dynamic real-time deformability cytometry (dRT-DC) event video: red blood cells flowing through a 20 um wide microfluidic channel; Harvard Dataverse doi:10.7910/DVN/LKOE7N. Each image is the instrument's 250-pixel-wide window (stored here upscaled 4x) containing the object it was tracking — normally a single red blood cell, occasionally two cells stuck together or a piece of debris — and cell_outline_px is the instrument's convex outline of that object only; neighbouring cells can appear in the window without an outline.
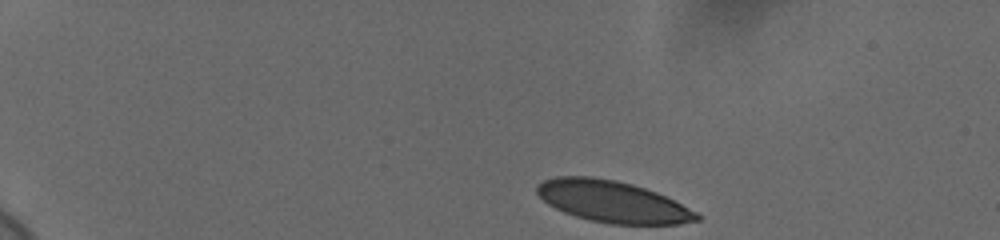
{"species": "human", "species_latin": "Homo sapiens", "temperature_condition": "cold", "stored_images_in_passage": 47, "camera_frame_rate_fps": 3000, "um_per_image_px": 0.085, "donor": {"sex": "female"}, "frame": {"image": 1, "passage_image": 1, "time_ms": 0.0, "image_size_px": [1000, 240], "cell_outline_px": [[700, 220], [680, 224], [608, 224], [588, 220], [564, 212], [548, 204], [536, 192], [536, 184], [544, 180], [556, 176], [592, 176], [616, 180], [632, 184], [656, 192], [696, 212], [700, 216]], "centroid_in_image_um": [52.03, 17.13], "position_along_channel_um": 33.0, "area_um2": 38.55}}
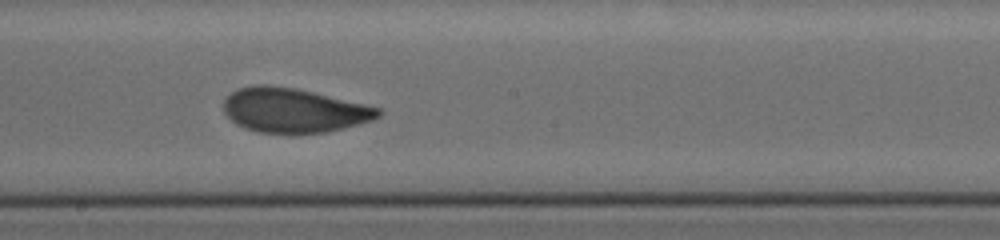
{"frame": {"image": 2, "passage_image": 25, "time_ms": 8.0, "image_size_px": [1000, 240], "cell_outline_px": [[384, 112], [380, 116], [372, 120], [344, 128], [324, 132], [292, 136], [260, 132], [244, 128], [236, 124], [224, 112], [224, 100], [232, 92], [240, 88], [256, 84], [264, 84], [292, 88], [312, 92], [380, 108]], "centroid_in_image_um": [24.96, 9.42], "position_along_channel_um": 223.2, "area_um2": 40.23}}
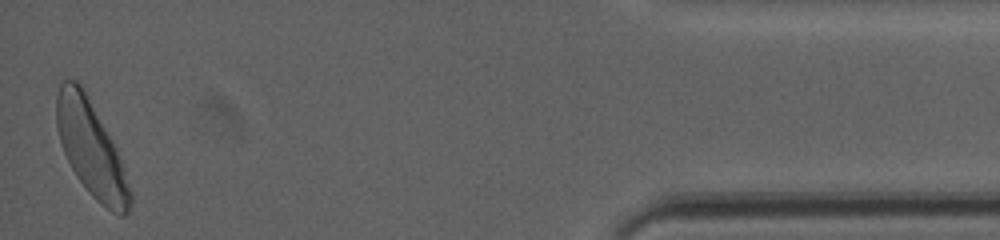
{"frame": {"image": 3, "passage_image": 47, "time_ms": 15.333, "image_size_px": [1000, 240], "cell_outline_px": [[132, 200], [128, 212], [124, 216], [120, 216], [112, 212], [100, 204], [92, 196], [76, 176], [64, 152], [60, 140], [56, 124], [56, 96], [60, 84], [64, 80], [80, 80], [112, 140], [116, 148], [132, 192]], "centroid_in_image_um": [7.74, 12.63], "position_along_channel_um": 427.5, "area_um2": 40.63}, "authors_computed_cell_mechanics": {"area_um2": 39.9976, "velocity_mm_per_s": 3.6454, "shape_relaxation_time_tau1_ms": 7.2036, "shape_relaxation_time_tau2_ms": 1.2193, "deformation_change_tau1": 0.211, "deformation_change_tau2": 0.0729}}